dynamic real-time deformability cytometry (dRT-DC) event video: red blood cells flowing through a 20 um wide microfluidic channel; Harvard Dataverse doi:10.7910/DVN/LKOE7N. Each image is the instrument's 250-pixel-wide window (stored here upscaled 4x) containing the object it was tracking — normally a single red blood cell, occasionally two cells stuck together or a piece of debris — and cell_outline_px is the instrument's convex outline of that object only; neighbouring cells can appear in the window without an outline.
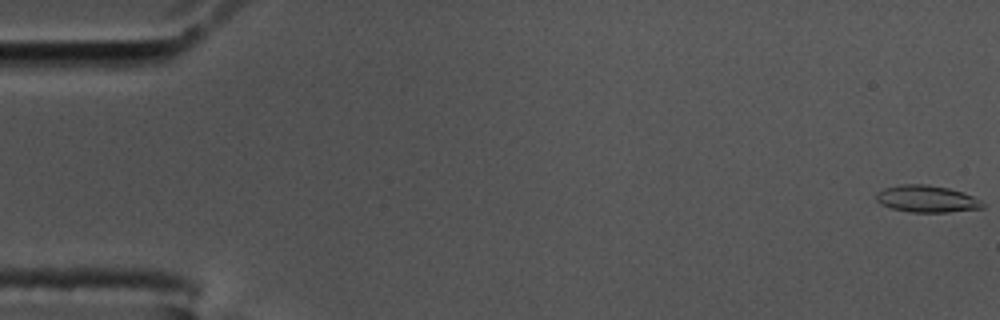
{"species": "common noctule bat (a hibernating species)", "species_latin": "Nyctalus noctula", "temperature_condition": "cold", "stored_images_in_passage": 58, "camera_frame_rate_fps": 3000, "um_per_image_px": 0.085, "animal": {"sex": "male", "body_mass_g": 17.5, "forearm_length_mm": 52.3}, "frame": {"image": 1, "passage_image": 1, "time_ms": 0.0, "image_size_px": [1000, 320], "cell_outline_px": [[984, 208], [948, 212], [912, 212], [892, 208], [880, 204], [876, 200], [876, 192], [884, 188], [900, 184], [928, 184], [948, 188], [964, 192], [980, 200], [984, 204]], "centroid_in_image_um": [78.77, 16.89], "position_along_channel_um": 6.2, "area_um2": 16.76}}
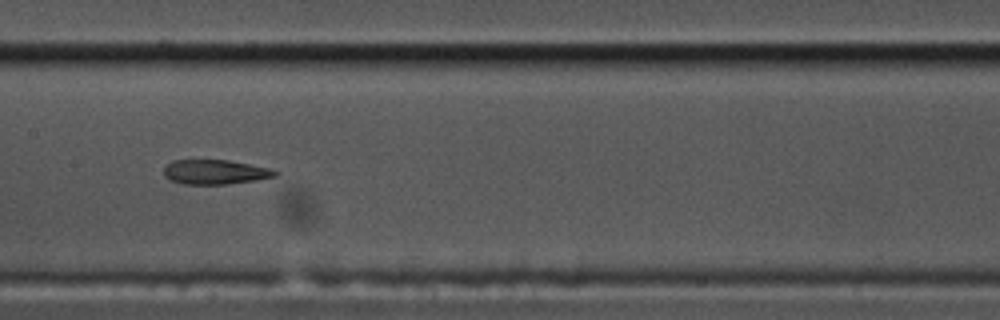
{"frame": {"image": 2, "passage_image": 29, "time_ms": 9.333, "image_size_px": [1000, 320], "cell_outline_px": [[280, 172], [276, 176], [256, 180], [228, 184], [184, 184], [168, 180], [164, 176], [164, 168], [172, 160], [228, 160], [272, 168]], "centroid_in_image_um": [18.3, 14.62], "position_along_channel_um": 189.1, "area_um2": 16.07}}
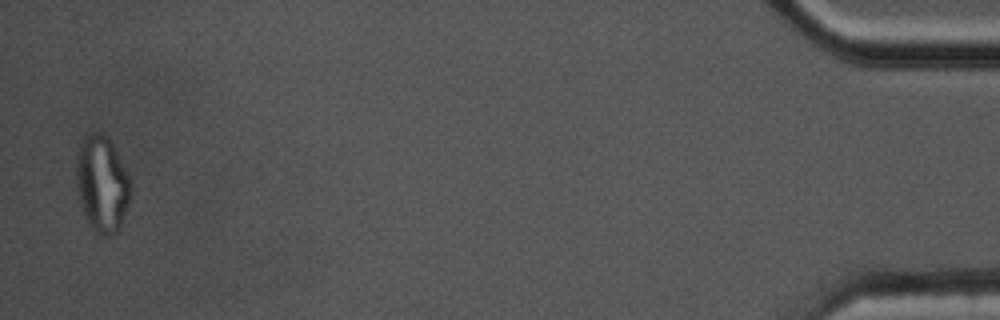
{"frame": {"image": 3, "passage_image": 57, "time_ms": 18.667, "image_size_px": [1000, 320], "cell_outline_px": [[132, 188], [120, 228], [112, 236], [100, 236], [88, 224], [84, 212], [76, 184], [76, 152], [84, 136], [88, 132], [100, 132], [108, 136], [132, 184]], "centroid_in_image_um": [8.65, 15.62], "position_along_channel_um": 426.5, "area_um2": 30.46}, "authors_computed_cell_mechanics": {"area_um2": 17.34, "velocity_mm_per_s": 3.512, "shape_relaxation_time_tau1_ms": null, "shape_relaxation_time_tau2_ms": 2.996, "deformation_change_tau1": null, "deformation_change_tau2": 0.1118}}